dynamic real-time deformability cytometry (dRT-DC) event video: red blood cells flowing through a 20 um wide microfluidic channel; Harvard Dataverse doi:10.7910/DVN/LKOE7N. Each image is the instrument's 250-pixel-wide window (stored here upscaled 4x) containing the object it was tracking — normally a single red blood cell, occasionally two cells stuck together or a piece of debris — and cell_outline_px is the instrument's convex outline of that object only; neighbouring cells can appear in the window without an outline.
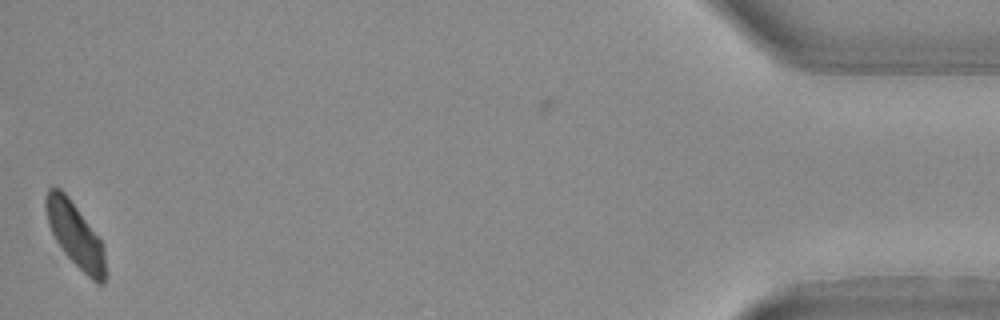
{"species": "Egyptian fruit bat (a non-hibernating species)", "species_latin": "Rousettus aegyptiacus", "temperature_condition": "warm", "stored_images_in_passage": 28, "camera_frame_rate_fps": 3000, "um_per_image_px": 0.085, "animal": {"sex": "female"}, "frame": {"image": 1, "passage_image": 27, "time_ms": 8.667, "image_size_px": [1000, 320], "cell_outline_px": [[104, 284], [96, 284], [64, 252], [56, 240], [48, 224], [44, 204], [44, 196], [48, 188], [60, 188], [68, 196], [100, 240], [104, 248]], "centroid_in_image_um": [6.35, 19.93], "position_along_channel_um": 428.8, "area_um2": 21.79}}